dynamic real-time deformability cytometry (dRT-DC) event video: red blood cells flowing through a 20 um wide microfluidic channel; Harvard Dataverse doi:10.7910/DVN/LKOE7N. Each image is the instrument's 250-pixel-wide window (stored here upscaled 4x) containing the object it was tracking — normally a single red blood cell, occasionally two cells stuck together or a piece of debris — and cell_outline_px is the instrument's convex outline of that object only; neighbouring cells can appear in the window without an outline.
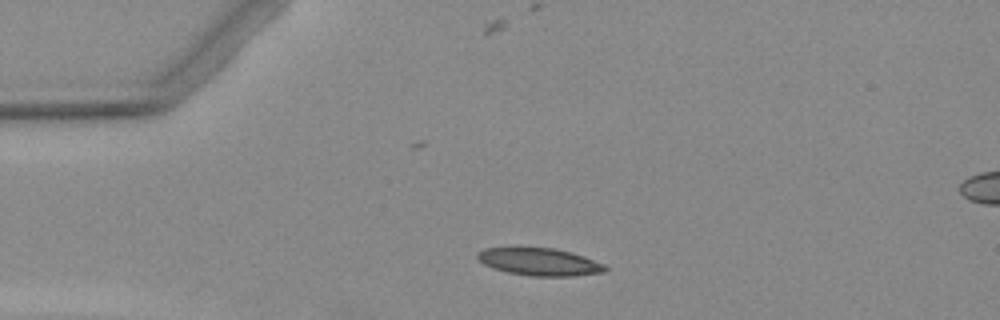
{"species": "Egyptian fruit bat (a non-hibernating species)", "species_latin": "Rousettus aegyptiacus", "temperature_condition": "warm", "stored_images_in_passage": 4, "segment_of_instrument_passage": [1, 2], "camera_frame_rate_fps": 3000, "um_per_image_px": 0.085, "animal": {"sex": "female"}, "frame": {"image": 1, "passage_image": 2, "time_ms": 1.333, "image_size_px": [1000, 320], "cell_outline_px": [[608, 268], [604, 272], [572, 276], [528, 276], [508, 272], [492, 268], [484, 264], [476, 256], [476, 252], [484, 248], [552, 248], [572, 252], [584, 256], [604, 264]], "centroid_in_image_um": [45.85, 22.26], "position_along_channel_um": 39.1, "area_um2": 20.4}}